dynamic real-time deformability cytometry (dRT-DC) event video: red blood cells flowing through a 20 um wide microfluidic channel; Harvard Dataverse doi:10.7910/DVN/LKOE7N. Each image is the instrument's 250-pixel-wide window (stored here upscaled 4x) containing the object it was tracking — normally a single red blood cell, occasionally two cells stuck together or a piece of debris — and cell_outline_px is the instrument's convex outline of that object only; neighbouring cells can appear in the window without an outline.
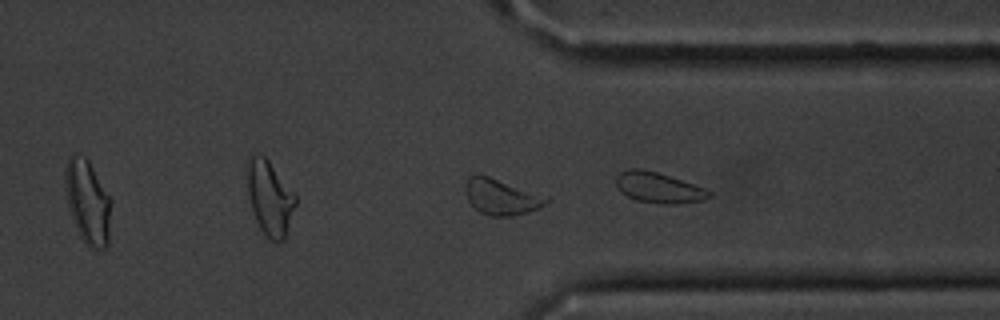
{"species": "common noctule bat (a hibernating species)", "species_latin": "Nyctalus noctula", "temperature_condition": "cold", "stored_images_in_passage": 48, "camera_frame_rate_fps": 3000, "um_per_image_px": 0.085, "animal": {"sex": "male", "body_mass_g": 20.1, "forearm_length_mm": 53.5}, "frame": {"image": 1, "passage_image": 35, "time_ms": 11.333, "image_size_px": [1000, 320], "cell_outline_px": [[552, 200], [540, 208], [512, 216], [488, 216], [480, 212], [468, 200], [464, 188], [464, 184], [468, 176], [488, 176], [548, 196]], "centroid_in_image_um": [42.64, 16.75], "position_along_channel_um": 368.8, "area_um2": 16.88}, "authors_computed_cell_mechanics": {"area_um2": 16.9354, "velocity_mm_per_s": 3.5938, "shape_relaxation_time_tau1_ms": 3.0111, "shape_relaxation_time_tau2_ms": 1.7937, "deformation_change_tau1": 0.0744, "deformation_change_tau2": 0.0386}}